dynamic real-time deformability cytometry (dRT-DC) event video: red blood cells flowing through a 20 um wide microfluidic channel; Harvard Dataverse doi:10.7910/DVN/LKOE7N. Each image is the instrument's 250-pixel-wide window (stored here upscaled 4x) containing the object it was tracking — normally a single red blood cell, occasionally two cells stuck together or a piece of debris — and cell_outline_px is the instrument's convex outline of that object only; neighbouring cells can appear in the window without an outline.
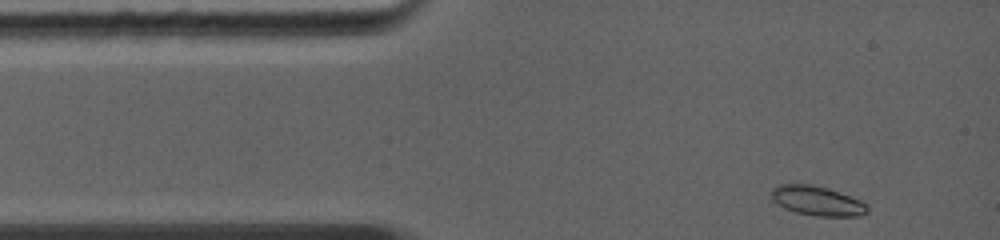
{"species": "common noctule bat (a hibernating species)", "species_latin": "Nyctalus noctula", "temperature_condition": "warm", "stored_images_in_passage": 33, "camera_frame_rate_fps": 5000, "um_per_image_px": 0.085, "animal": {"sex": "female", "body_mass_g": 19.0, "forearm_length_mm": 56.7}, "frame": {"image": 1, "passage_image": 1, "time_ms": 0.0, "image_size_px": [1000, 240], "cell_outline_px": [[868, 212], [860, 216], [812, 216], [796, 212], [784, 208], [772, 200], [772, 188], [780, 184], [808, 184], [828, 188], [848, 196], [864, 204], [868, 208]], "centroid_in_image_um": [69.41, 17.08], "position_along_channel_um": 15.6, "area_um2": 16.24}}
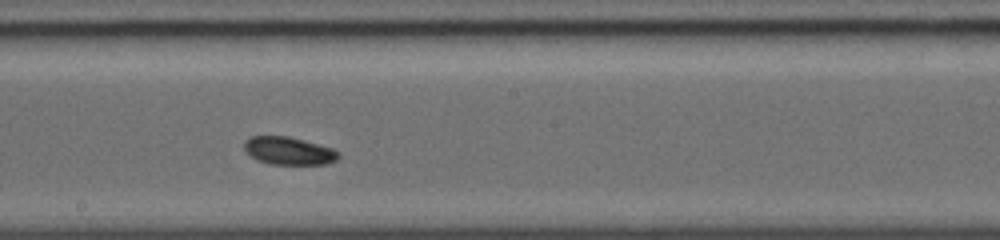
{"frame": {"image": 2, "passage_image": 20, "time_ms": 5.8, "image_size_px": [1000, 240], "cell_outline_px": [[340, 156], [336, 160], [328, 164], [272, 164], [256, 160], [244, 148], [244, 140], [252, 136], [288, 136], [304, 140], [332, 148], [340, 152]], "centroid_in_image_um": [24.56, 12.82], "position_along_channel_um": 223.6, "area_um2": 15.26}}
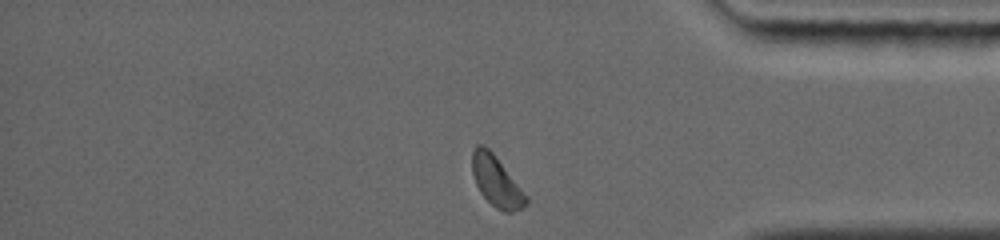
{"frame": {"image": 3, "passage_image": 33, "time_ms": 10.0, "image_size_px": [1000, 240], "cell_outline_px": [[528, 204], [512, 212], [504, 212], [496, 208], [480, 192], [476, 184], [472, 172], [472, 152], [476, 144], [484, 144], [496, 156], [528, 196]], "centroid_in_image_um": [42.2, 15.4], "position_along_channel_um": 393.0, "area_um2": 15.84}, "authors_computed_cell_mechanics": {"area_um2": 15.317, "velocity_mm_per_s": 4.3984, "shape_relaxation_time_tau1_ms": 10.877, "shape_relaxation_time_tau2_ms": null, "deformation_change_tau1": 0.1394, "deformation_change_tau2": null}}